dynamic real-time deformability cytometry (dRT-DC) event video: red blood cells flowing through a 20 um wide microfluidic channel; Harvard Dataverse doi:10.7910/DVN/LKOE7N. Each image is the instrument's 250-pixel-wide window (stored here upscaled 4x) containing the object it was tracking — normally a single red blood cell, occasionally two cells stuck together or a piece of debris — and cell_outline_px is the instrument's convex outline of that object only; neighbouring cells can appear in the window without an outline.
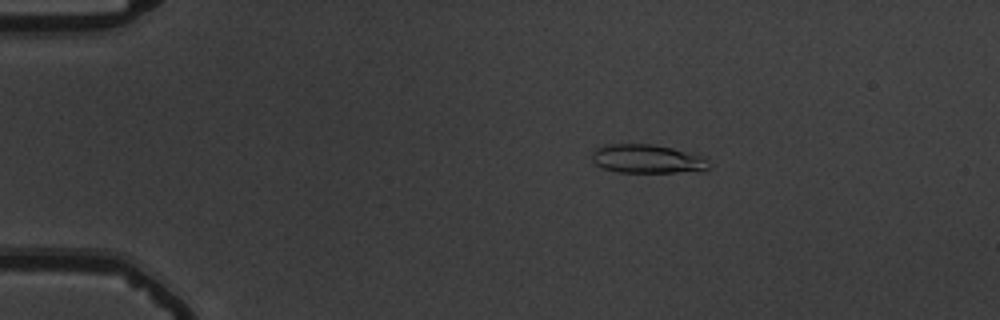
{"species": "common noctule bat (a hibernating species)", "species_latin": "Nyctalus noctula", "temperature_condition": "warm", "stored_images_in_passage": 47, "camera_frame_rate_fps": 3000, "um_per_image_px": 0.085, "animal": {"sex": "male", "body_mass_g": 19.5, "forearm_length_mm": 54.6}, "frame": {"image": 1, "passage_image": 3, "time_ms": 0.667, "image_size_px": [1000, 320], "cell_outline_px": [[708, 168], [676, 172], [620, 172], [600, 168], [592, 160], [592, 152], [596, 148], [604, 144], [656, 144], [672, 148], [700, 156], [704, 160]], "centroid_in_image_um": [54.86, 13.49], "position_along_channel_um": 30.1, "area_um2": 19.13}}
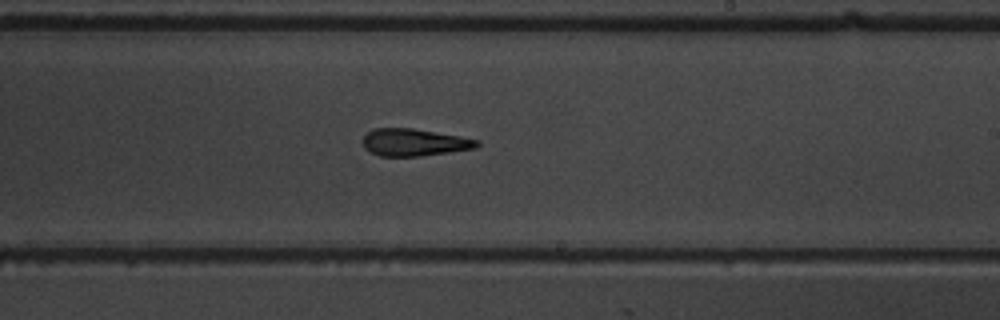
{"frame": {"image": 2, "passage_image": 26, "time_ms": 8.333, "image_size_px": [1000, 320], "cell_outline_px": [[480, 144], [476, 148], [420, 156], [380, 156], [364, 148], [364, 136], [368, 132], [376, 128], [412, 128], [460, 136], [480, 140]], "centroid_in_image_um": [35.24, 12.1], "position_along_channel_um": 253.8, "area_um2": 17.98}}
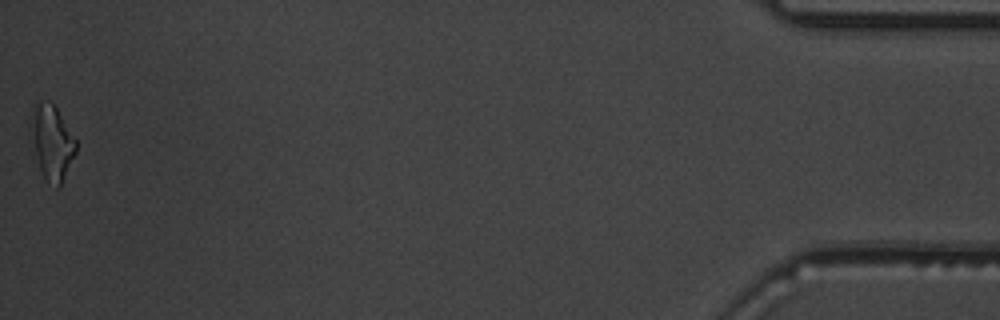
{"frame": {"image": 3, "passage_image": 47, "time_ms": 15.333, "image_size_px": [1000, 320], "cell_outline_px": [[76, 152], [60, 184], [56, 188], [44, 176], [40, 168], [36, 156], [36, 104], [40, 100], [48, 100], [56, 108], [76, 140]], "centroid_in_image_um": [4.52, 12.14], "position_along_channel_um": 430.7, "area_um2": 17.57}, "authors_computed_cell_mechanics": {"area_um2": 18.6694, "velocity_mm_per_s": 3.7954, "shape_relaxation_time_tau1_ms": 8.5881, "shape_relaxation_time_tau2_ms": 2.87, "deformation_change_tau1": 0.2371, "deformation_change_tau2": 0.1251}}